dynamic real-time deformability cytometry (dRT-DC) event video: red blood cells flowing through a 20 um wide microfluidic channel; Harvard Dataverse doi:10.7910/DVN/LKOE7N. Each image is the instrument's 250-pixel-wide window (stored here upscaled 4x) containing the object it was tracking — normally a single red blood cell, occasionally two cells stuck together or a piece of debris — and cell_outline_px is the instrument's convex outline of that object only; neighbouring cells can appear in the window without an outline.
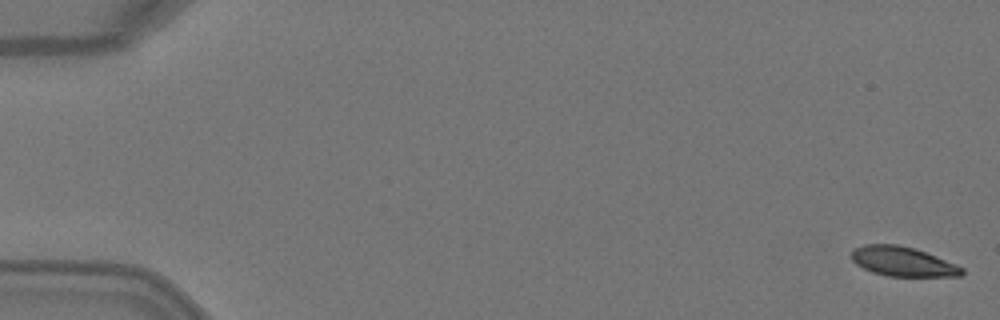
{"species": "Egyptian fruit bat (a non-hibernating species)", "species_latin": "Rousettus aegyptiacus", "temperature_condition": "warm", "stored_images_in_passage": 4, "camera_frame_rate_fps": 3000, "um_per_image_px": 0.085, "animal": {"sex": "female"}, "frame": {"image": 1, "passage_image": 1, "time_ms": 0.0, "image_size_px": [1000, 320], "cell_outline_px": [[964, 272], [960, 276], [888, 276], [872, 272], [856, 264], [852, 260], [852, 252], [856, 248], [864, 244], [896, 244], [912, 248], [936, 256], [956, 264], [964, 268]], "centroid_in_image_um": [76.74, 22.23], "position_along_channel_um": 8.3, "area_um2": 18.79}}
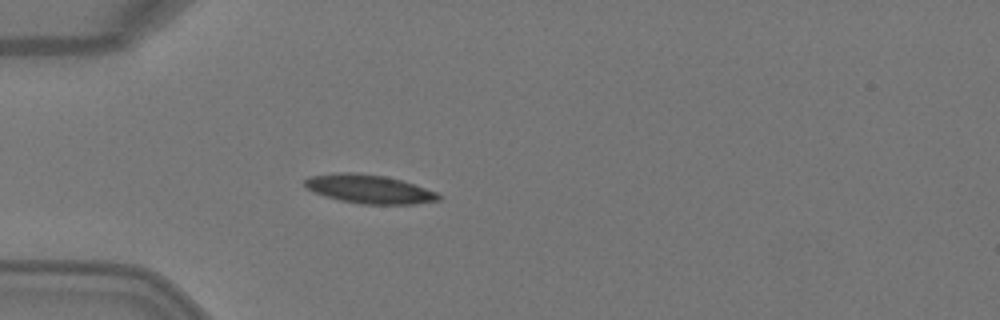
{"frame": {"image": 2, "passage_image": 4, "time_ms": 1.0, "image_size_px": [1000, 320], "cell_outline_px": [[440, 200], [416, 204], [360, 204], [340, 200], [324, 196], [312, 192], [304, 184], [304, 180], [308, 176], [340, 172], [352, 172], [384, 176], [400, 180], [436, 192], [440, 196]], "centroid_in_image_um": [31.33, 16.07], "position_along_channel_um": 53.7, "area_um2": 22.25}}